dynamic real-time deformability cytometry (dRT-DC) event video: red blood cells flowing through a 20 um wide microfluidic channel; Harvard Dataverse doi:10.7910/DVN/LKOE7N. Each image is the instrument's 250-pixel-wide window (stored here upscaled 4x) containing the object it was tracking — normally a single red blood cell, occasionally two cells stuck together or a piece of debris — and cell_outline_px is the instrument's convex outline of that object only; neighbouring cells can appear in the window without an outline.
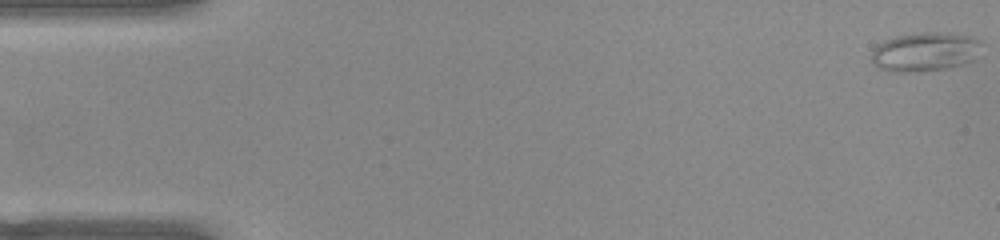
{"species": "common noctule bat (a hibernating species)", "species_latin": "Nyctalus noctula", "temperature_condition": "warm", "stored_images_in_passage": 32, "camera_frame_rate_fps": 3000, "um_per_image_px": 0.085, "animal": {"sex": "female", "body_mass_g": 22.0, "forearm_length_mm": 56.7}, "frame": {"image": 1, "passage_image": 1, "time_ms": 0.0, "image_size_px": [1000, 240], "cell_outline_px": [[984, 44], [976, 60], [944, 68], [916, 72], [888, 72], [872, 64], [872, 48], [884, 40], [896, 36], [924, 32], [936, 32], [972, 36], [984, 40]], "centroid_in_image_um": [78.66, 4.4], "position_along_channel_um": 6.3, "area_um2": 25.49}}
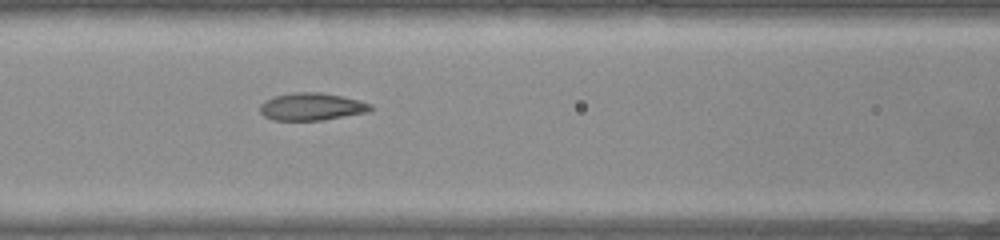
{"frame": {"image": 2, "passage_image": 22, "time_ms": 7.0, "image_size_px": [1000, 240], "cell_outline_px": [[372, 108], [368, 112], [324, 120], [272, 120], [264, 116], [260, 112], [260, 104], [264, 100], [276, 96], [296, 92], [320, 92], [360, 100], [372, 104]], "centroid_in_image_um": [26.49, 9.07], "position_along_channel_um": 140.1, "area_um2": 17.69}}
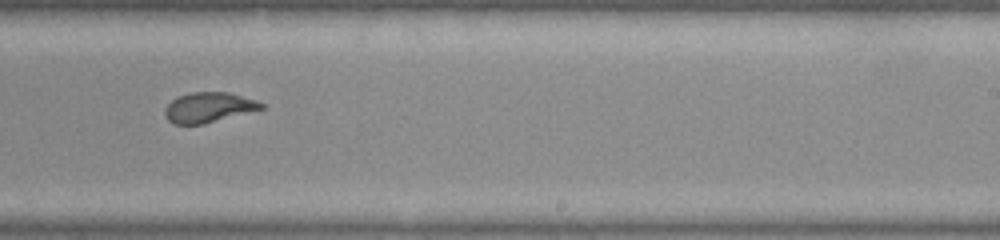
{"frame": {"image": 3, "passage_image": 32, "time_ms": 10.333, "image_size_px": [1000, 240], "cell_outline_px": [[264, 108], [204, 124], [172, 124], [168, 120], [164, 112], [164, 108], [172, 100], [180, 96], [192, 92], [228, 92], [256, 100], [264, 104]], "centroid_in_image_um": [17.72, 9.13], "position_along_channel_um": 271.3, "area_um2": 16.76}}